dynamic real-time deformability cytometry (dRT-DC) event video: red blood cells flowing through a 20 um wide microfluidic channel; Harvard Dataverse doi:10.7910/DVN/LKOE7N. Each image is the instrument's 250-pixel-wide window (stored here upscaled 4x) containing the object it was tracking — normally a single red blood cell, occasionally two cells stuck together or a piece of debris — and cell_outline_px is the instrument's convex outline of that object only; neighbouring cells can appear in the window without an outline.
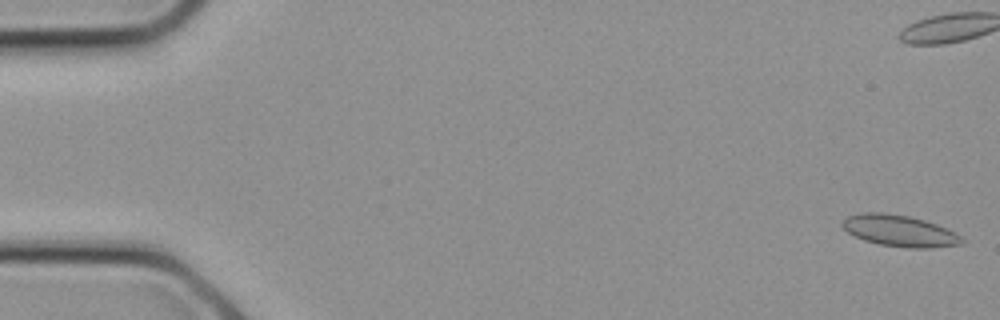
{"species": "common noctule bat (a hibernating species)", "species_latin": "Nyctalus noctula", "temperature_condition": "cold", "stored_images_in_passage": 17, "camera_frame_rate_fps": 3000, "um_per_image_px": 0.085, "animal": {"sex": "female", "body_mass_g": 21.9}, "frame": {"image": 1, "passage_image": 1, "time_ms": 0.0, "image_size_px": [1000, 320], "cell_outline_px": [[964, 240], [960, 244], [932, 248], [908, 248], [880, 244], [864, 240], [848, 232], [840, 224], [848, 216], [864, 212], [880, 212], [908, 216], [924, 220], [936, 224], [960, 236]], "centroid_in_image_um": [76.44, 19.62], "position_along_channel_um": 8.6, "area_um2": 21.5}}
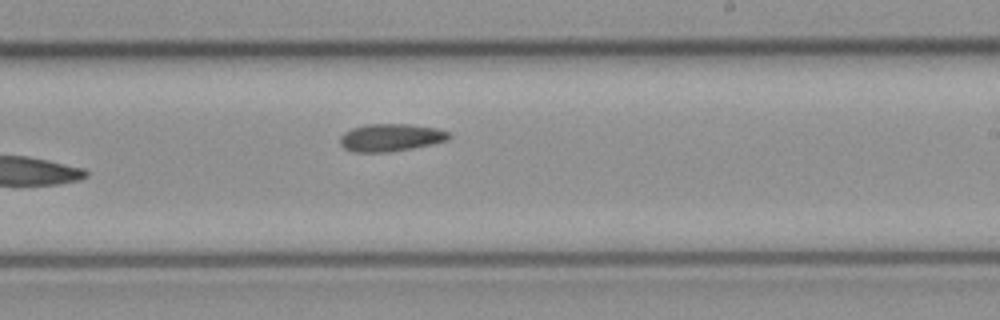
{"frame": {"image": 2, "passage_image": 17, "time_ms": 5.333, "image_size_px": [1000, 320], "cell_outline_px": [[452, 136], [448, 140], [432, 144], [392, 152], [352, 152], [344, 148], [340, 144], [340, 136], [344, 132], [352, 128], [368, 124], [408, 124], [436, 128], [448, 132]], "centroid_in_image_um": [33.2, 11.7], "position_along_channel_um": 255.8, "area_um2": 17.57}}